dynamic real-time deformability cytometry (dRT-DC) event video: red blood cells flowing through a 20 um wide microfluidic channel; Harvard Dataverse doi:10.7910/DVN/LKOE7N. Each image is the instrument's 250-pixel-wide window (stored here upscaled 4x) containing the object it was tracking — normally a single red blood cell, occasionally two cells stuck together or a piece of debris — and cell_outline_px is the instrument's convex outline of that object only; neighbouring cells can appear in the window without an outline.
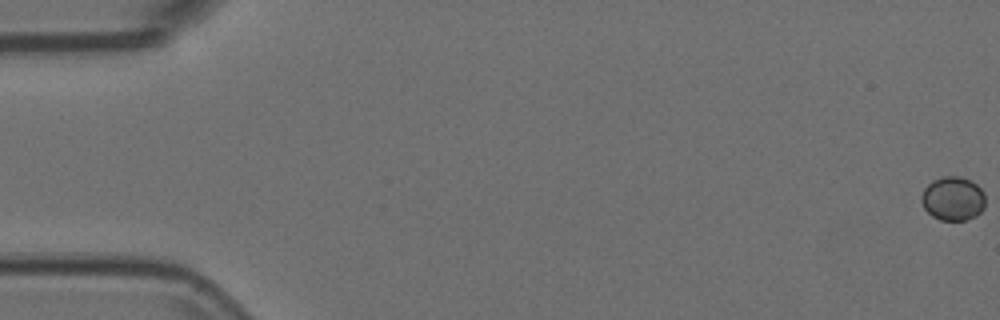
{"species": "Egyptian fruit bat (a non-hibernating species)", "species_latin": "Rousettus aegyptiacus", "temperature_condition": "room temperature", "stored_images_in_passage": 56, "camera_frame_rate_fps": 3000, "um_per_image_px": 0.085, "animal": {"sex": "female"}, "frame": {"image": 1, "passage_image": 1, "time_ms": 0.0, "image_size_px": [1000, 320], "cell_outline_px": [[984, 208], [976, 216], [964, 220], [940, 220], [932, 216], [924, 208], [920, 200], [920, 196], [924, 188], [932, 180], [944, 176], [960, 176], [972, 180], [984, 192]], "centroid_in_image_um": [80.98, 16.87], "position_along_channel_um": 4.0, "area_um2": 16.53}}
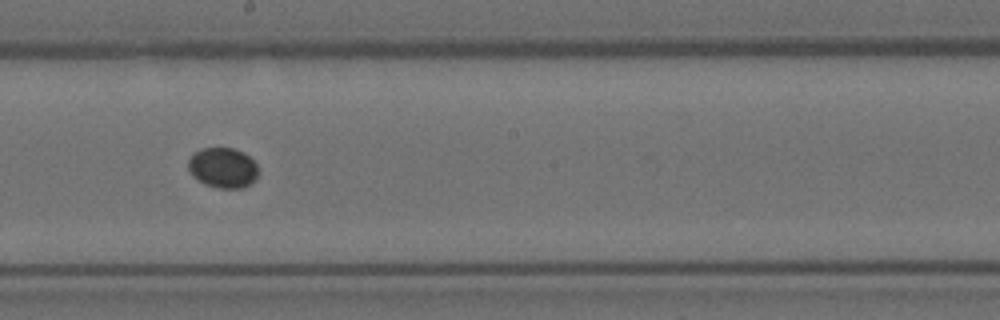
{"frame": {"image": 2, "passage_image": 32, "time_ms": 10.333, "image_size_px": [1000, 320], "cell_outline_px": [[256, 180], [244, 188], [220, 188], [204, 184], [192, 176], [188, 168], [188, 160], [196, 152], [204, 148], [236, 148], [244, 152], [256, 164]], "centroid_in_image_um": [18.94, 14.27], "position_along_channel_um": 229.3, "area_um2": 16.36}}
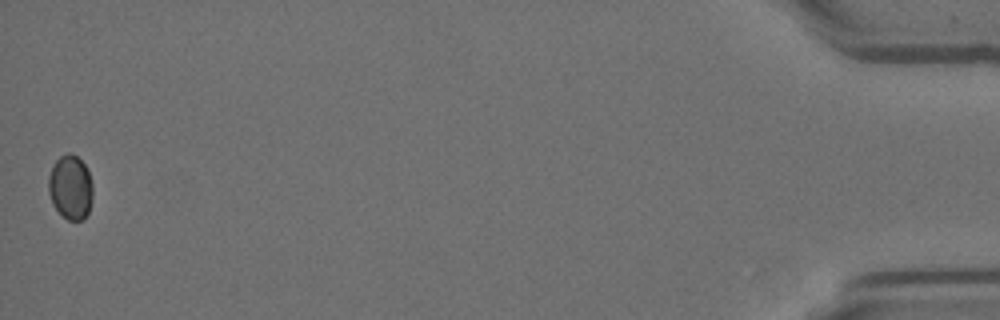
{"frame": {"image": 3, "passage_image": 56, "time_ms": 18.333, "image_size_px": [1000, 320], "cell_outline_px": [[92, 196], [88, 212], [84, 220], [68, 220], [52, 204], [48, 192], [48, 176], [56, 160], [60, 156], [68, 152], [76, 156], [84, 164], [88, 172], [92, 184]], "centroid_in_image_um": [5.98, 15.92], "position_along_channel_um": 429.2, "area_um2": 16.47}}